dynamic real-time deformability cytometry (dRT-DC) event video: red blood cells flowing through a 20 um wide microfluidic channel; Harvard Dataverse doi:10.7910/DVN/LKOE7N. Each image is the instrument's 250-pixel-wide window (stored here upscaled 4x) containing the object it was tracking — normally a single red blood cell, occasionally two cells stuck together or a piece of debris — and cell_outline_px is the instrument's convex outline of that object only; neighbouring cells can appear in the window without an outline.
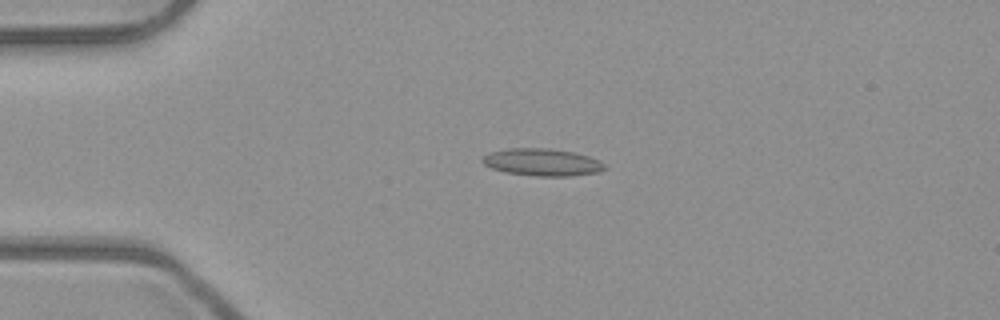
{"species": "common noctule bat (a hibernating species)", "species_latin": "Nyctalus noctula", "temperature_condition": "room temperature", "stored_images_in_passage": 6, "camera_frame_rate_fps": 3000, "um_per_image_px": 0.085, "animal": {"sex": "male", "body_mass_g": 23.1, "forearm_length_mm": 52.7}, "frame": {"image": 1, "passage_image": 4, "time_ms": 1.0, "image_size_px": [1000, 320], "cell_outline_px": [[608, 168], [596, 172], [568, 176], [536, 176], [508, 172], [492, 168], [484, 164], [480, 160], [488, 152], [508, 148], [548, 148], [572, 152], [588, 156], [600, 160]], "centroid_in_image_um": [46.07, 13.78], "position_along_channel_um": 38.9, "area_um2": 19.31}}
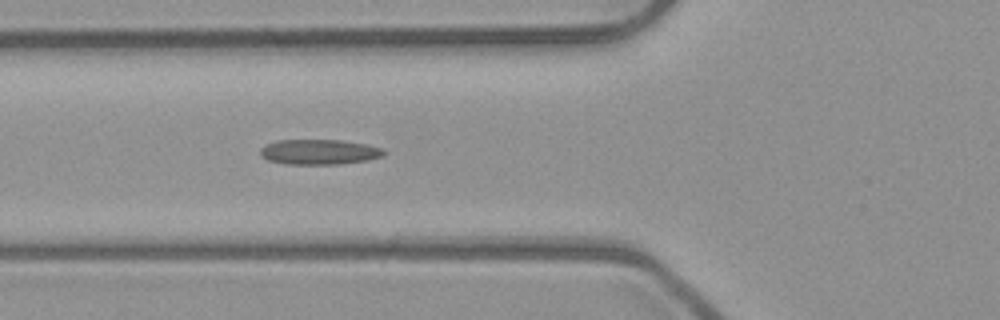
{"frame": {"image": 2, "passage_image": 6, "time_ms": 1.667, "image_size_px": [1000, 320], "cell_outline_px": [[388, 152], [384, 156], [368, 160], [340, 164], [284, 164], [268, 160], [260, 156], [260, 148], [276, 140], [340, 140], [368, 144], [384, 148]], "centroid_in_image_um": [27.18, 12.91], "position_along_channel_um": 98.6, "area_um2": 18.38}}